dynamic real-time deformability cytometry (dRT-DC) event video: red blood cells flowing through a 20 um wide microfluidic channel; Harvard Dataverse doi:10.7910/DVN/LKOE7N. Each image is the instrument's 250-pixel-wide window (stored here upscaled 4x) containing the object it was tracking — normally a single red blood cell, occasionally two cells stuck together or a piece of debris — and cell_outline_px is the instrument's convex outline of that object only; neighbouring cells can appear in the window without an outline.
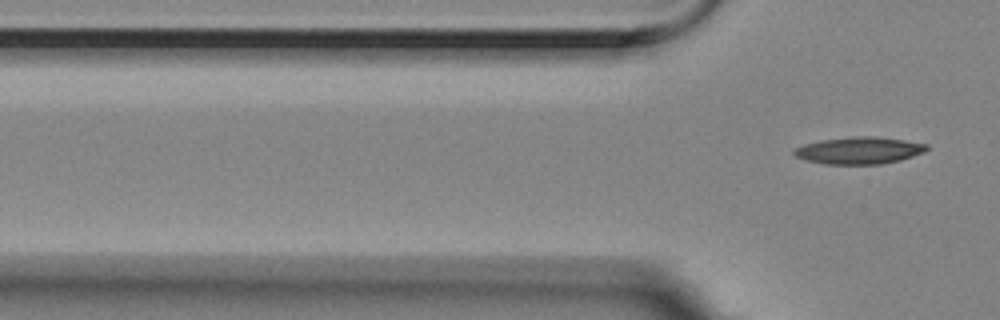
{"species": "Egyptian fruit bat (a non-hibernating species)", "species_latin": "Rousettus aegyptiacus", "temperature_condition": "room temperature", "stored_images_in_passage": 6, "segment_of_instrument_passage": [2, 2], "camera_frame_rate_fps": 3000, "um_per_image_px": 0.085, "animal": {"sex": "female"}, "frame": {"image": 1, "passage_image": 6, "time_ms": 1.667, "image_size_px": [1000, 320], "cell_outline_px": [[928, 148], [924, 152], [900, 160], [880, 164], [824, 164], [804, 160], [796, 156], [792, 152], [796, 148], [804, 144], [820, 140], [856, 136], [872, 136], [904, 140], [928, 144]], "centroid_in_image_um": [73.01, 12.79], "position_along_channel_um": 52.8, "area_um2": 20.81}}